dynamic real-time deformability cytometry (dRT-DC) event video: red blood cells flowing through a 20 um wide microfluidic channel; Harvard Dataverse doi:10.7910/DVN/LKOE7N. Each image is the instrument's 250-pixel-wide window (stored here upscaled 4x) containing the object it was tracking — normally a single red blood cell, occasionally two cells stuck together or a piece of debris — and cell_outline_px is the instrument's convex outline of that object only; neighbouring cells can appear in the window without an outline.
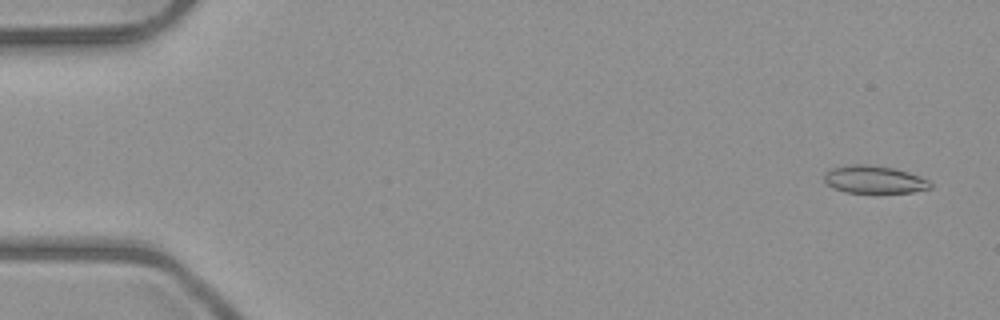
{"species": "common noctule bat (a hibernating species)", "species_latin": "Nyctalus noctula", "temperature_condition": "room temperature", "stored_images_in_passage": 6, "camera_frame_rate_fps": 3000, "um_per_image_px": 0.085, "animal": {"sex": "male", "body_mass_g": 23.1, "forearm_length_mm": 52.7}, "frame": {"image": 1, "passage_image": 1, "time_ms": 0.0, "image_size_px": [1000, 320], "cell_outline_px": [[932, 188], [912, 192], [844, 192], [832, 188], [824, 184], [824, 172], [828, 168], [852, 164], [864, 164], [892, 168], [908, 172], [920, 176], [928, 180], [932, 184]], "centroid_in_image_um": [74.24, 15.25], "position_along_channel_um": 10.8, "area_um2": 17.22}}
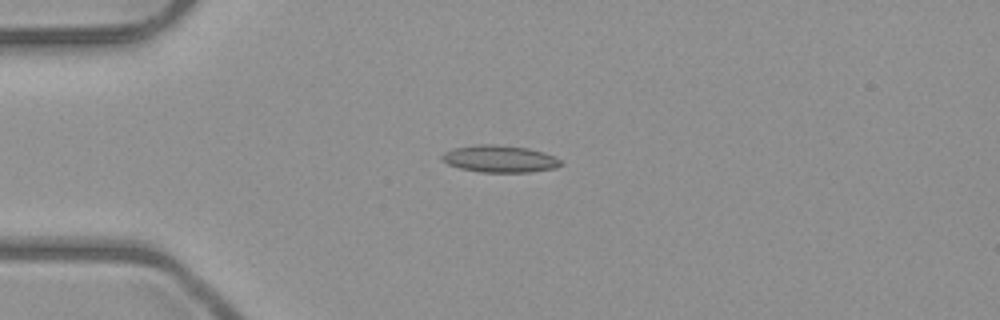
{"frame": {"image": 2, "passage_image": 4, "time_ms": 3.667, "image_size_px": [1000, 320], "cell_outline_px": [[560, 164], [556, 168], [528, 172], [480, 172], [460, 168], [448, 164], [440, 156], [444, 152], [452, 148], [476, 144], [492, 144], [528, 148], [544, 152], [560, 160]], "centroid_in_image_um": [42.43, 13.49], "position_along_channel_um": 42.6, "area_um2": 18.61}}
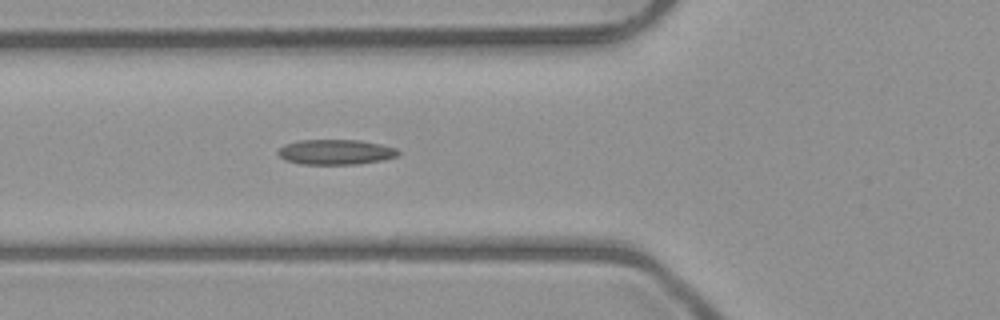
{"frame": {"image": 3, "passage_image": 6, "time_ms": 5.667, "image_size_px": [1000, 320], "cell_outline_px": [[400, 152], [396, 156], [384, 160], [356, 164], [300, 164], [284, 160], [276, 152], [284, 144], [300, 140], [360, 140], [380, 144], [396, 148]], "centroid_in_image_um": [28.51, 12.92], "position_along_channel_um": 97.3, "area_um2": 17.63}}